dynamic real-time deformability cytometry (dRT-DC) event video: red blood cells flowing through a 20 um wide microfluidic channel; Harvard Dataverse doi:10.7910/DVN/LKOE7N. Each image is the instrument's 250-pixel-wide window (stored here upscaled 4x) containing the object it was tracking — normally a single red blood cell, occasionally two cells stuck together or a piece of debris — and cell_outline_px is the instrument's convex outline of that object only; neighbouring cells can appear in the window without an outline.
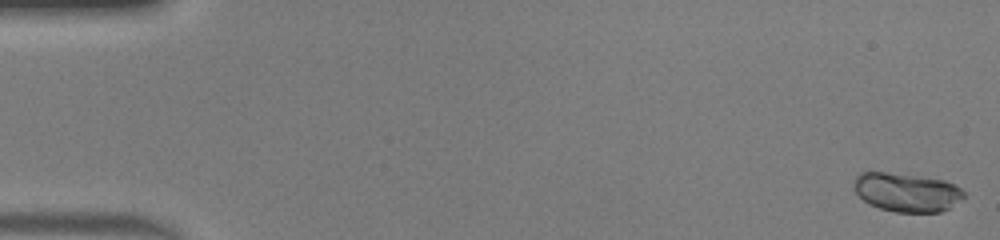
{"species": "human", "species_latin": "Homo sapiens", "temperature_condition": "warm", "stored_images_in_passage": 51, "camera_frame_rate_fps": 3000, "um_per_image_px": 0.085, "donor": {"sex": "male"}, "frame": {"image": 1, "passage_image": 1, "time_ms": 0.0, "image_size_px": [1000, 240], "cell_outline_px": [[964, 196], [948, 208], [940, 212], [896, 212], [880, 208], [868, 204], [852, 188], [852, 180], [860, 172], [884, 172], [944, 180], [956, 184], [964, 192]], "centroid_in_image_um": [77.02, 16.34], "position_along_channel_um": 8.0, "area_um2": 24.74}}
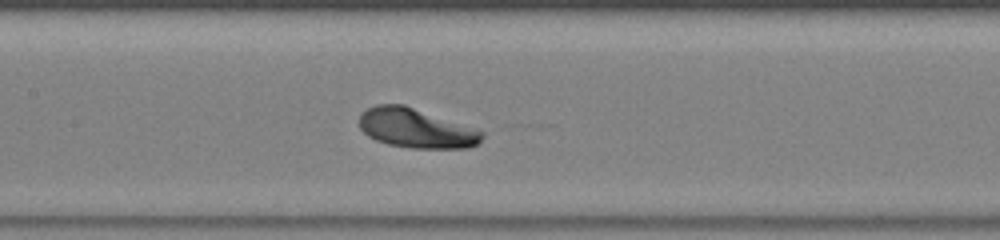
{"frame": {"image": 2, "passage_image": 25, "time_ms": 8.0, "image_size_px": [1000, 240], "cell_outline_px": [[484, 136], [480, 144], [468, 148], [412, 148], [388, 144], [376, 140], [368, 136], [360, 128], [360, 112], [376, 104], [404, 104], [480, 128], [484, 132]], "centroid_in_image_um": [35.44, 10.89], "position_along_channel_um": 172.0, "area_um2": 28.84}}
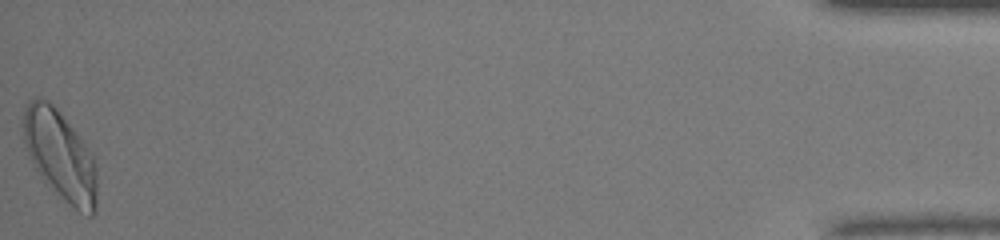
{"frame": {"image": 3, "passage_image": 51, "time_ms": 16.667, "image_size_px": [1000, 240], "cell_outline_px": [[96, 212], [92, 216], [88, 216], [80, 212], [56, 196], [36, 168], [24, 144], [20, 120], [24, 108], [28, 100], [36, 96], [40, 96], [48, 100], [56, 108], [92, 152], [96, 164]], "centroid_in_image_um": [5.09, 13.18], "position_along_channel_um": 430.1, "area_um2": 39.02}}